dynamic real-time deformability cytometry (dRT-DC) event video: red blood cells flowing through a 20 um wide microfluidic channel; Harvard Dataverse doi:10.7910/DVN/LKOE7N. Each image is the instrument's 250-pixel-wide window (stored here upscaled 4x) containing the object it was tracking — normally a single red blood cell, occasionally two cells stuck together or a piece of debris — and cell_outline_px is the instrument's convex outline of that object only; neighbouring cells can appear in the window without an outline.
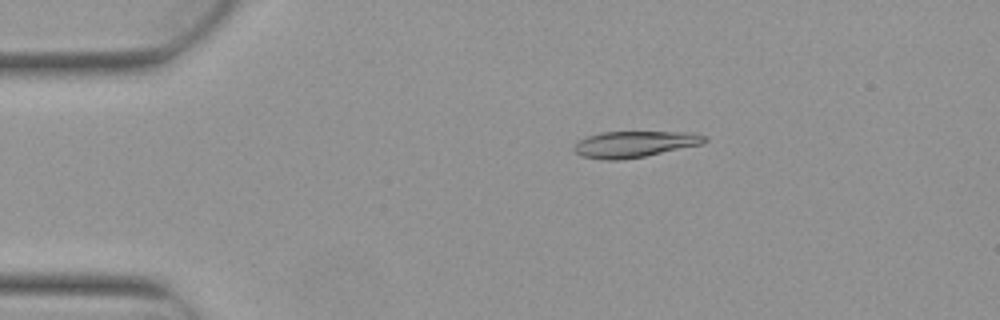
{"species": "Egyptian fruit bat (a non-hibernating species)", "species_latin": "Rousettus aegyptiacus", "temperature_condition": "warm", "stored_images_in_passage": 3, "camera_frame_rate_fps": 3000, "um_per_image_px": 0.085, "animal": {"sex": "female"}, "frame": {"image": 1, "passage_image": 1, "time_ms": 0.0, "image_size_px": [1000, 320], "cell_outline_px": [[708, 140], [704, 144], [644, 156], [620, 160], [604, 160], [580, 156], [572, 148], [580, 140], [588, 136], [600, 132], [692, 132], [708, 136]], "centroid_in_image_um": [53.97, 12.25], "position_along_channel_um": 31.0, "area_um2": 20.06}}
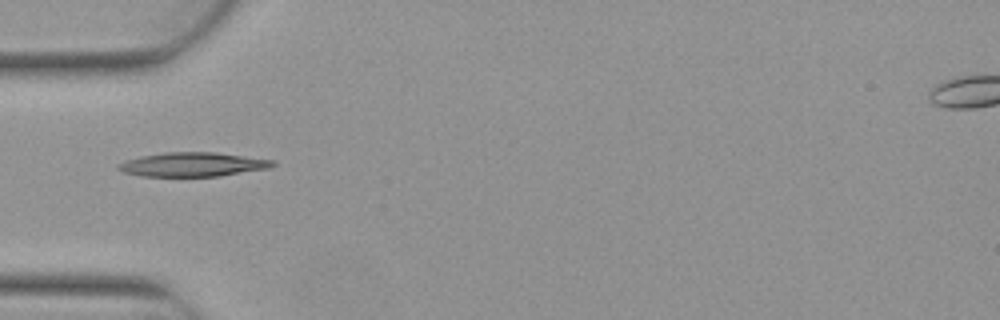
{"frame": {"image": 2, "passage_image": 3, "time_ms": 0.667, "image_size_px": [1000, 320], "cell_outline_px": [[276, 164], [268, 168], [220, 176], [140, 176], [124, 172], [116, 168], [116, 164], [124, 160], [140, 156], [164, 152], [216, 152], [272, 160]], "centroid_in_image_um": [16.31, 13.97], "position_along_channel_um": 68.7, "area_um2": 21.68}}